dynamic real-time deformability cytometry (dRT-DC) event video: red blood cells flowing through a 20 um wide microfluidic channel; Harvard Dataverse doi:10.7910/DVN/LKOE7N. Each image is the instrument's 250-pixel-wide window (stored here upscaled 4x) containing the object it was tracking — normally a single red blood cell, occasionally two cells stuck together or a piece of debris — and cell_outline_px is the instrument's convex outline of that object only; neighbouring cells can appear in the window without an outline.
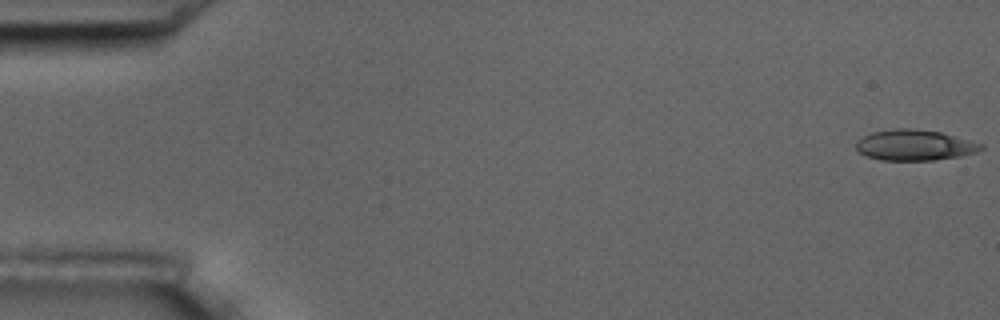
{"species": "common noctule bat (a hibernating species)", "species_latin": "Nyctalus noctula", "temperature_condition": "room temperature", "stored_images_in_passage": 14, "camera_frame_rate_fps": 3000, "um_per_image_px": 0.085, "animal": {"sex": "male", "body_mass_g": 17.5, "forearm_length_mm": 52.3}, "frame": {"image": 1, "passage_image": 1, "time_ms": 0.0, "image_size_px": [1000, 320], "cell_outline_px": [[984, 148], [976, 152], [960, 156], [932, 160], [880, 160], [868, 156], [860, 152], [856, 148], [856, 140], [872, 132], [896, 128], [912, 128], [940, 132], [984, 144]], "centroid_in_image_um": [77.74, 12.33], "position_along_channel_um": 7.3, "area_um2": 22.25}}
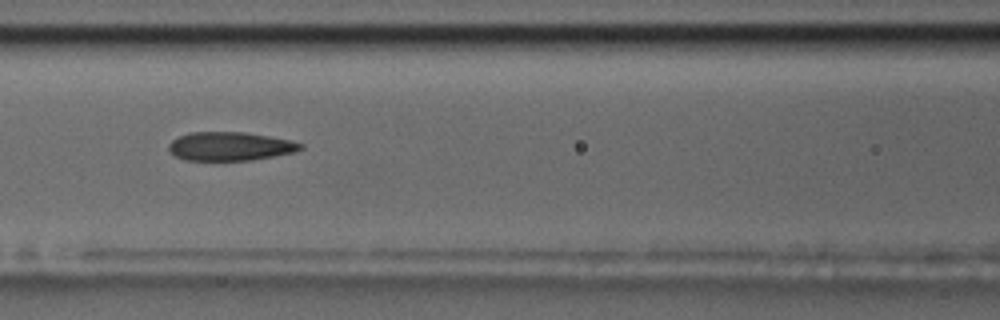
{"frame": {"image": 2, "passage_image": 8, "time_ms": 8.0, "image_size_px": [1000, 320], "cell_outline_px": [[304, 148], [296, 152], [252, 160], [184, 160], [176, 156], [168, 148], [168, 144], [172, 140], [180, 136], [192, 132], [244, 132], [292, 140], [304, 144]], "centroid_in_image_um": [19.6, 12.44], "position_along_channel_um": 147.0, "area_um2": 22.02}}
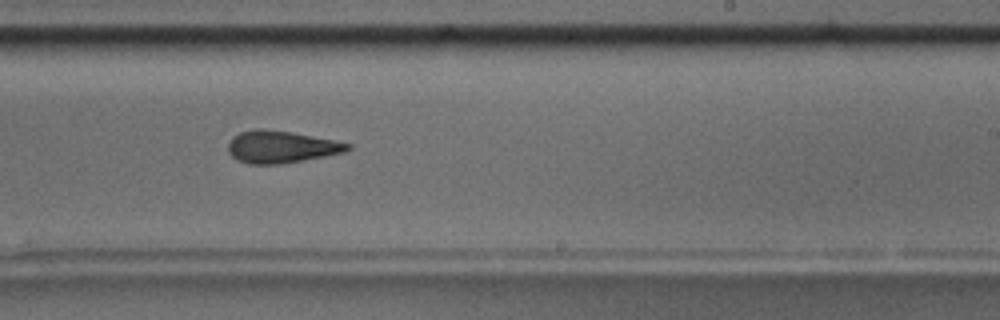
{"frame": {"image": 3, "passage_image": 11, "time_ms": 11.333, "image_size_px": [1000, 320], "cell_outline_px": [[352, 148], [344, 152], [304, 160], [280, 164], [248, 164], [236, 160], [228, 152], [228, 144], [232, 136], [240, 132], [256, 128], [264, 128], [292, 132], [336, 140], [352, 144]], "centroid_in_image_um": [23.88, 12.47], "position_along_channel_um": 265.1, "area_um2": 22.66}, "authors_computed_cell_mechanics": {"area_um2": 22.4842, "velocity_mm_per_s": 3.5534, "shape_relaxation_time_tau1_ms": 3.7403, "shape_relaxation_time_tau2_ms": 2.8332, "deformation_change_tau1": 0.1038, "deformation_change_tau2": 0.0808}}